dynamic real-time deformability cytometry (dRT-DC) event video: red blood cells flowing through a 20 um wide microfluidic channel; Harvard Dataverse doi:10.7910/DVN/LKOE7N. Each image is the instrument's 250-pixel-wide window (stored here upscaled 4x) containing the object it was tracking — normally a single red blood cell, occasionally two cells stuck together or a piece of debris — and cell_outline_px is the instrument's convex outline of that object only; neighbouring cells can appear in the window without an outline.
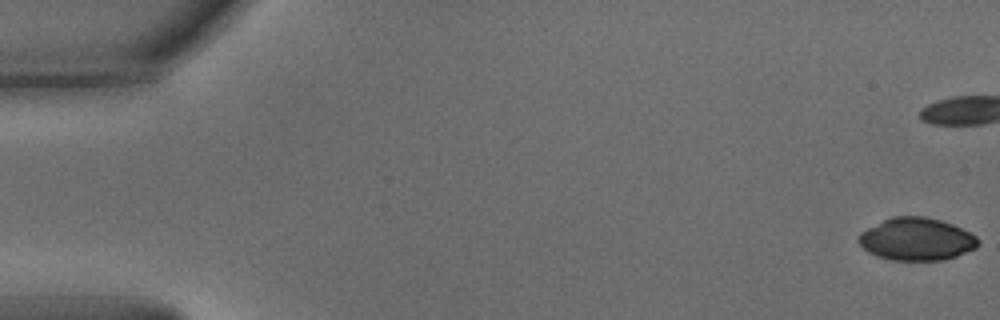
{"species": "common noctule bat (a hibernating species)", "species_latin": "Nyctalus noctula", "temperature_condition": "warm", "stored_images_in_passage": 42, "camera_frame_rate_fps": 3000, "um_per_image_px": 0.085, "animal": {"sex": "male", "body_mass_g": 15.6}, "frame": {"image": 1, "passage_image": 1, "time_ms": 0.0, "image_size_px": [1000, 320], "cell_outline_px": [[980, 244], [976, 248], [956, 256], [944, 260], [892, 260], [876, 256], [868, 252], [856, 240], [860, 232], [892, 216], [924, 216], [940, 220], [952, 224], [976, 236], [980, 240]], "centroid_in_image_um": [77.9, 20.33], "position_along_channel_um": 7.1, "area_um2": 29.65}}